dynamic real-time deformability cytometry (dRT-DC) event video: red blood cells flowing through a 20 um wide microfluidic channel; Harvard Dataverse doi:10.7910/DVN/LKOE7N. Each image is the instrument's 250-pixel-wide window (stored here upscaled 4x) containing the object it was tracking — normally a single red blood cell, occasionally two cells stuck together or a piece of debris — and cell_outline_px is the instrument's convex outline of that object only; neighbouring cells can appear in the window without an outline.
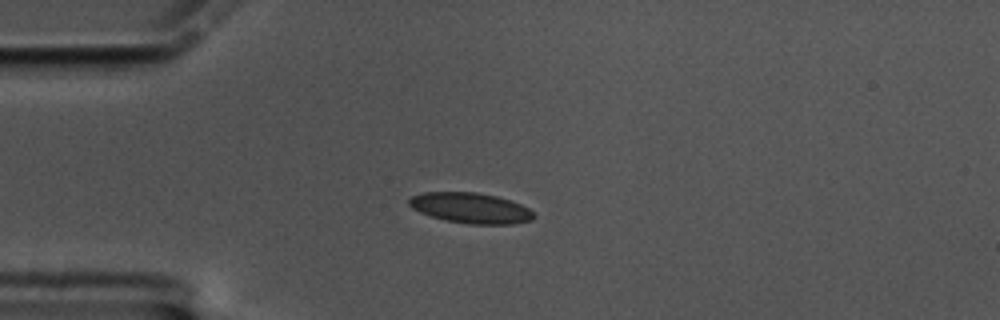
{"species": "common noctule bat (a hibernating species)", "species_latin": "Nyctalus noctula", "temperature_condition": "cold", "stored_images_in_passage": 51, "camera_frame_rate_fps": 3000, "um_per_image_px": 0.085, "animal": {"sex": "male", "body_mass_g": 17.5, "forearm_length_mm": 52.3}, "frame": {"image": 1, "passage_image": 10, "time_ms": 3.0, "image_size_px": [1000, 320], "cell_outline_px": [[536, 216], [532, 220], [516, 224], [468, 224], [448, 220], [432, 216], [420, 212], [412, 208], [408, 204], [408, 200], [412, 196], [424, 192], [476, 192], [496, 196], [520, 204], [536, 212]], "centroid_in_image_um": [40.04, 17.68], "position_along_channel_um": 45.0, "area_um2": 22.14}}
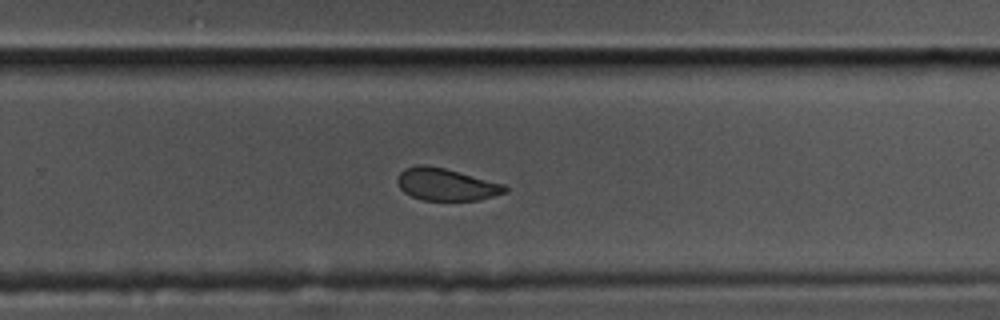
{"frame": {"image": 2, "passage_image": 34, "time_ms": 11.0, "image_size_px": [1000, 320], "cell_outline_px": [[508, 192], [480, 200], [424, 200], [412, 196], [404, 192], [400, 188], [396, 180], [400, 172], [404, 168], [420, 164], [428, 164], [444, 168], [504, 184], [508, 188]], "centroid_in_image_um": [37.92, 15.67], "position_along_channel_um": 291.9, "area_um2": 20.23}}
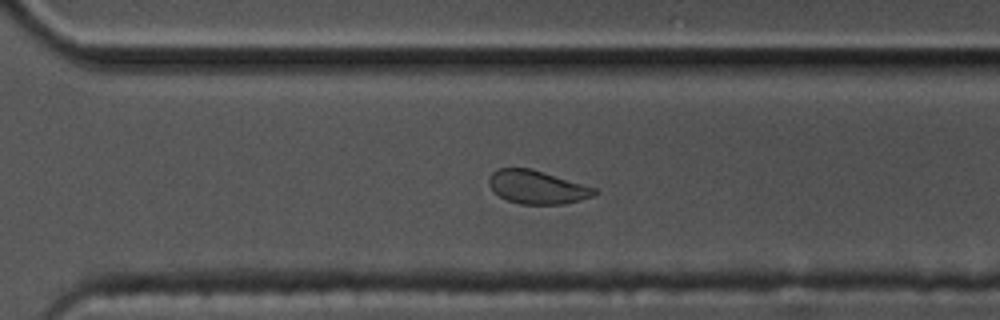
{"frame": {"image": 3, "passage_image": 37, "time_ms": 12.0, "image_size_px": [1000, 320], "cell_outline_px": [[600, 192], [592, 196], [580, 200], [564, 204], [520, 204], [508, 200], [500, 196], [488, 184], [488, 180], [492, 172], [500, 168], [532, 168], [596, 188]], "centroid_in_image_um": [45.67, 15.9], "position_along_channel_um": 324.9, "area_um2": 20.46}, "authors_computed_cell_mechanics": {"area_um2": 21.4438, "velocity_mm_per_s": 3.3099, "shape_relaxation_time_tau1_ms": 6.0573, "shape_relaxation_time_tau2_ms": 1.8204, "deformation_change_tau1": 0.1081, "deformation_change_tau2": 0.0782}}